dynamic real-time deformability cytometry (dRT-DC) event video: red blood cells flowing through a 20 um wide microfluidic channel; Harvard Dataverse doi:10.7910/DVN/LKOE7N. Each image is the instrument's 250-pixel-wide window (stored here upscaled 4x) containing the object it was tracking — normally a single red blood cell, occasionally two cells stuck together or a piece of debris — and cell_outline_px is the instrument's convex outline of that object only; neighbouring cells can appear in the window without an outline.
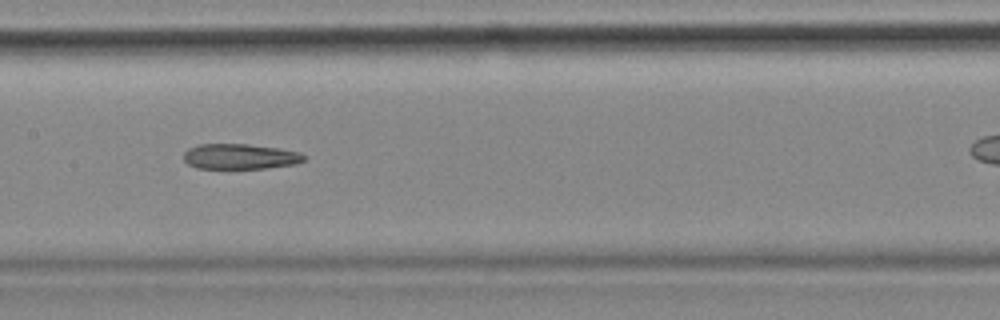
{"species": "common noctule bat (a hibernating species)", "species_latin": "Nyctalus noctula", "temperature_condition": "cold", "stored_images_in_passage": 32, "camera_frame_rate_fps": 3000, "um_per_image_px": 0.085, "animal": {"sex": "female", "body_mass_g": 18.4}, "frame": {"image": 1, "passage_image": 19, "time_ms": 6.0, "image_size_px": [1000, 320], "cell_outline_px": [[304, 160], [296, 164], [264, 168], [196, 168], [188, 164], [184, 160], [184, 152], [188, 148], [200, 144], [248, 144], [280, 148], [300, 152], [304, 156]], "centroid_in_image_um": [20.39, 13.29], "position_along_channel_um": 187.0, "area_um2": 17.74}}